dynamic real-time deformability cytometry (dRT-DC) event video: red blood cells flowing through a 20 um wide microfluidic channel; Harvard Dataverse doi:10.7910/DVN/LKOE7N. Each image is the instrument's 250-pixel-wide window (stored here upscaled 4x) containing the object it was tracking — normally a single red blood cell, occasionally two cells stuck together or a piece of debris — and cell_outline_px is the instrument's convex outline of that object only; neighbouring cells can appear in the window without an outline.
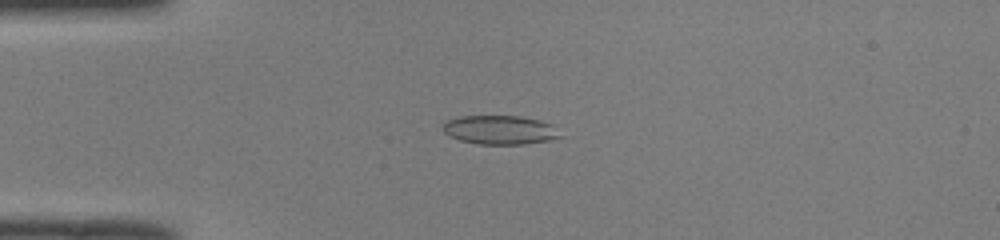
{"species": "common noctule bat (a hibernating species)", "species_latin": "Nyctalus noctula", "temperature_condition": "room temperature", "stored_images_in_passage": 47, "camera_frame_rate_fps": 3000, "um_per_image_px": 0.085, "animal": {"sex": "male", "body_mass_g": 19.0, "forearm_length_mm": 50.8}, "frame": {"image": 1, "passage_image": 9, "time_ms": 2.667, "image_size_px": [1000, 240], "cell_outline_px": [[560, 136], [548, 140], [524, 144], [476, 144], [460, 140], [448, 136], [440, 128], [444, 120], [460, 116], [520, 116], [540, 120], [552, 124]], "centroid_in_image_um": [42.39, 11.03], "position_along_channel_um": 42.6, "area_um2": 19.88}}
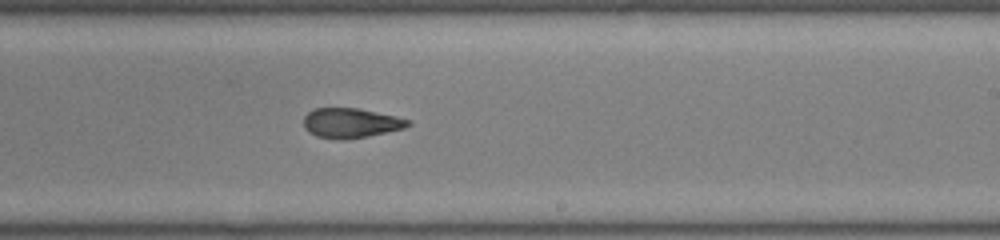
{"frame": {"image": 2, "passage_image": 27, "time_ms": 8.667, "image_size_px": [1000, 240], "cell_outline_px": [[412, 124], [404, 128], [368, 136], [348, 140], [336, 140], [316, 136], [308, 132], [304, 128], [304, 116], [308, 112], [316, 108], [360, 108], [412, 120]], "centroid_in_image_um": [29.81, 10.46], "position_along_channel_um": 259.2, "area_um2": 18.32}}
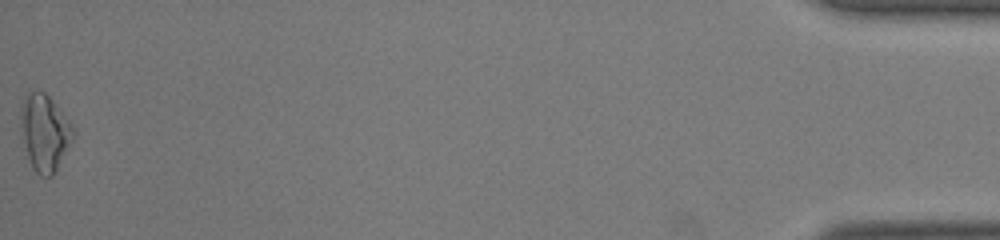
{"frame": {"image": 3, "passage_image": 47, "time_ms": 15.333, "image_size_px": [1000, 240], "cell_outline_px": [[76, 132], [72, 140], [52, 176], [40, 176], [32, 168], [28, 160], [24, 140], [20, 116], [20, 108], [28, 92], [44, 92], [52, 100], [72, 124]], "centroid_in_image_um": [3.8, 11.28], "position_along_channel_um": 431.4, "area_um2": 22.89}, "authors_computed_cell_mechanics": {"area_um2": 19.4786, "velocity_mm_per_s": 4.0227, "shape_relaxation_time_tau1_ms": null, "shape_relaxation_time_tau2_ms": 2.4124, "deformation_change_tau1": null, "deformation_change_tau2": 0.0899}}